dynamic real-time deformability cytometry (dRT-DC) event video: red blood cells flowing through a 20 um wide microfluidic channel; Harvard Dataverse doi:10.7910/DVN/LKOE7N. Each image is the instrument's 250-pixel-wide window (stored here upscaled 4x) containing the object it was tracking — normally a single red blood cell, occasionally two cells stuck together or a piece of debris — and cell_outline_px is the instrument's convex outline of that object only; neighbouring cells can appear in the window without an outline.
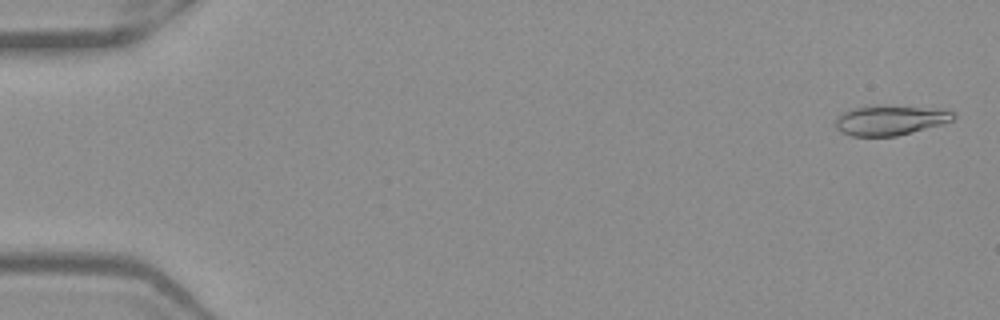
{"species": "Egyptian fruit bat (a non-hibernating species)", "species_latin": "Rousettus aegyptiacus", "temperature_condition": "warm", "stored_images_in_passage": 52, "camera_frame_rate_fps": 3000, "um_per_image_px": 0.085, "frame": {"image": 1, "passage_image": 2, "time_ms": 0.333, "image_size_px": [1000, 320], "cell_outline_px": [[956, 116], [952, 120], [944, 124], [896, 136], [852, 136], [840, 132], [836, 128], [836, 116], [852, 108], [884, 104], [920, 108], [952, 112]], "centroid_in_image_um": [75.59, 10.22], "position_along_channel_um": 9.4, "area_um2": 20.4}}
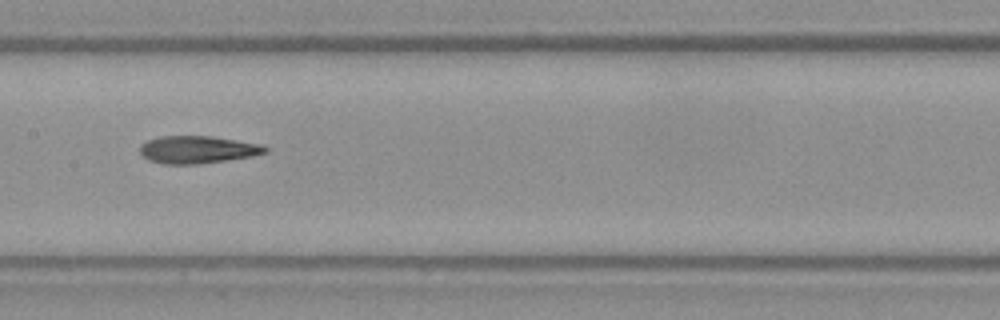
{"frame": {"image": 2, "passage_image": 27, "time_ms": 8.667, "image_size_px": [1000, 320], "cell_outline_px": [[268, 152], [252, 156], [228, 160], [196, 164], [164, 164], [148, 160], [140, 152], [140, 144], [148, 140], [160, 136], [208, 136], [264, 144], [268, 148]], "centroid_in_image_um": [16.81, 12.72], "position_along_channel_um": 190.6, "area_um2": 20.11}}
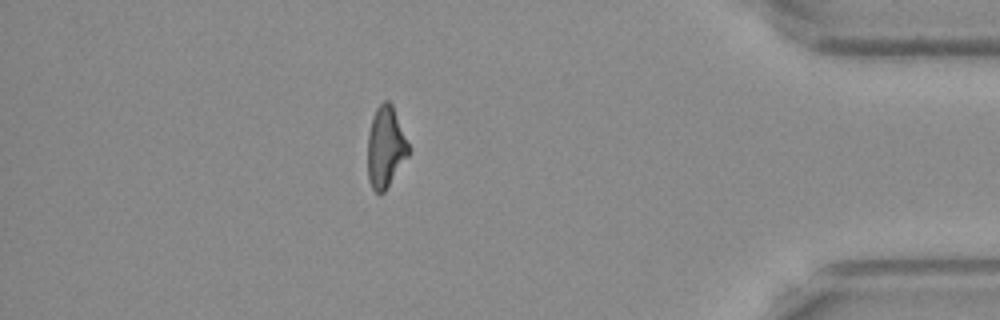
{"frame": {"image": 3, "passage_image": 46, "time_ms": 15.0, "image_size_px": [1000, 320], "cell_outline_px": [[412, 152], [384, 192], [380, 196], [372, 188], [368, 180], [368, 136], [372, 116], [376, 108], [384, 100], [388, 100], [392, 104], [412, 148]], "centroid_in_image_um": [32.81, 12.51], "position_along_channel_um": 402.4, "area_um2": 19.88}, "authors_computed_cell_mechanics": {"area_um2": 20.1433, "velocity_mm_per_s": 3.9583, "shape_relaxation_time_tau1_ms": 10.9507, "shape_relaxation_time_tau2_ms": 3.8625, "deformation_change_tau1": 0.2939, "deformation_change_tau2": 0.1467}}